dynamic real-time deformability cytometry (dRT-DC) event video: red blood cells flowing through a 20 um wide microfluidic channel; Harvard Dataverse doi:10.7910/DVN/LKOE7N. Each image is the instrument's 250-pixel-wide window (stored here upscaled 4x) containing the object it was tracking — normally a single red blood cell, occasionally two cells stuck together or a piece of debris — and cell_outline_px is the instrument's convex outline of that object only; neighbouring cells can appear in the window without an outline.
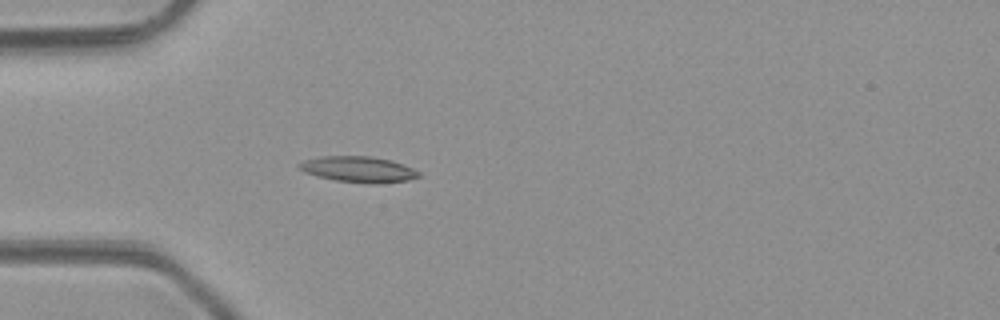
{"species": "common noctule bat (a hibernating species)", "species_latin": "Nyctalus noctula", "temperature_condition": "room temperature", "stored_images_in_passage": 3, "camera_frame_rate_fps": 3000, "um_per_image_px": 0.085, "animal": {"sex": "male", "body_mass_g": 23.1, "forearm_length_mm": 52.7}, "frame": {"image": 1, "passage_image": 3, "time_ms": 2.333, "image_size_px": [1000, 320], "cell_outline_px": [[420, 176], [408, 180], [336, 180], [316, 176], [304, 172], [296, 164], [304, 160], [320, 156], [372, 156], [392, 160], [412, 168], [420, 172]], "centroid_in_image_um": [30.38, 14.32], "position_along_channel_um": 54.6, "area_um2": 16.99}}